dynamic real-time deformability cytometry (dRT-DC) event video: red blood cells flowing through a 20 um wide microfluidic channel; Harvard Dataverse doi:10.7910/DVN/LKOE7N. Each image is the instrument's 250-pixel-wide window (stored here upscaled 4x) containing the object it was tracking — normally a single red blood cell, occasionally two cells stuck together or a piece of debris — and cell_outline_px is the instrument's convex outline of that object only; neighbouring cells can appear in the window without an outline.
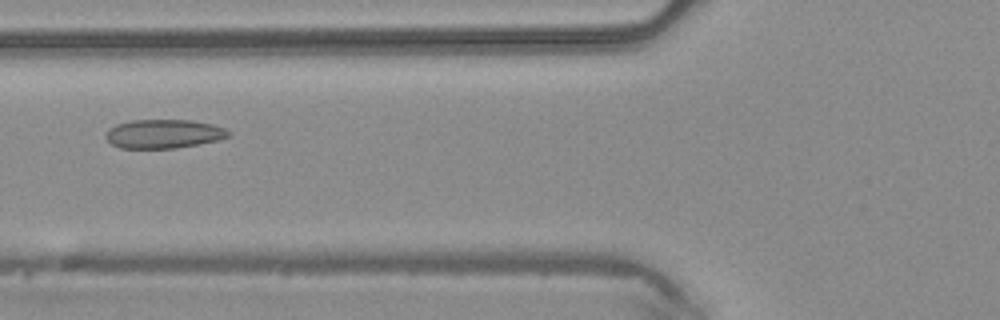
{"species": "common noctule bat (a hibernating species)", "species_latin": "Nyctalus noctula", "temperature_condition": "warm", "stored_images_in_passage": 29, "camera_frame_rate_fps": 3000, "um_per_image_px": 0.085, "animal": {"sex": "male", "body_mass_g": 20.4}, "frame": {"image": 1, "passage_image": 6, "time_ms": 1.667, "image_size_px": [1000, 320], "cell_outline_px": [[232, 136], [220, 140], [200, 144], [176, 148], [120, 148], [112, 144], [104, 136], [116, 124], [132, 120], [192, 120], [212, 124], [224, 128], [232, 132]], "centroid_in_image_um": [13.99, 11.38], "position_along_channel_um": 111.8, "area_um2": 20.75}}
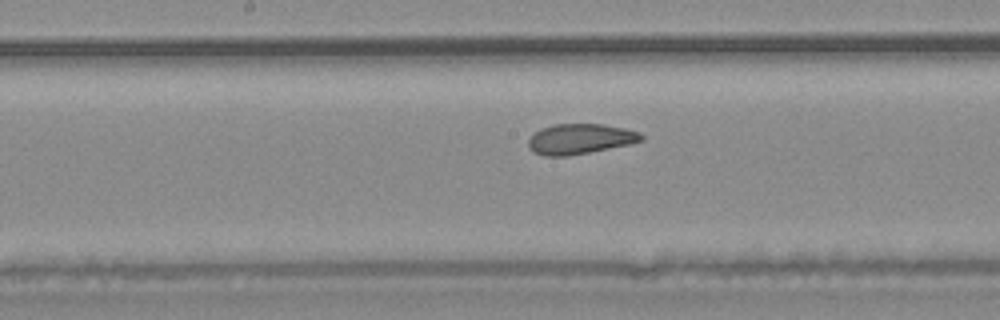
{"frame": {"image": 2, "passage_image": 12, "time_ms": 3.667, "image_size_px": [1000, 320], "cell_outline_px": [[644, 140], [628, 144], [588, 152], [564, 156], [544, 156], [532, 152], [528, 148], [528, 140], [540, 128], [556, 124], [604, 124], [624, 128], [640, 132], [644, 136]], "centroid_in_image_um": [49.29, 11.8], "position_along_channel_um": 198.9, "area_um2": 19.83}}
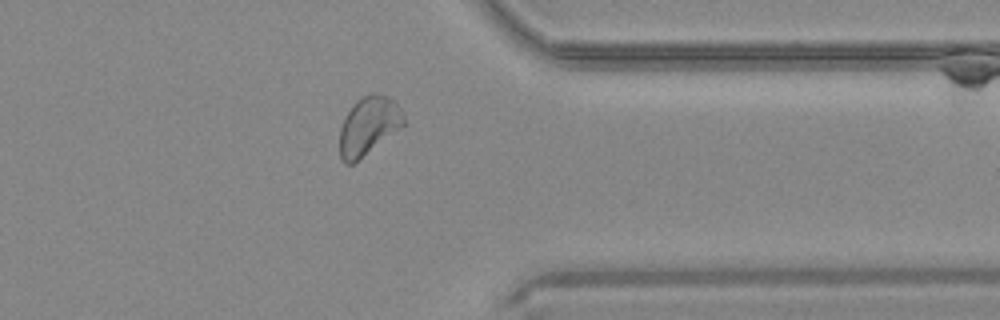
{"frame": {"image": 3, "passage_image": 25, "time_ms": 8.0, "image_size_px": [1000, 320], "cell_outline_px": [[404, 124], [400, 128], [352, 164], [344, 164], [340, 156], [340, 128], [348, 112], [356, 100], [372, 92], [388, 96], [400, 108], [404, 116]], "centroid_in_image_um": [31.31, 10.68], "position_along_channel_um": 380.1, "area_um2": 21.27}}